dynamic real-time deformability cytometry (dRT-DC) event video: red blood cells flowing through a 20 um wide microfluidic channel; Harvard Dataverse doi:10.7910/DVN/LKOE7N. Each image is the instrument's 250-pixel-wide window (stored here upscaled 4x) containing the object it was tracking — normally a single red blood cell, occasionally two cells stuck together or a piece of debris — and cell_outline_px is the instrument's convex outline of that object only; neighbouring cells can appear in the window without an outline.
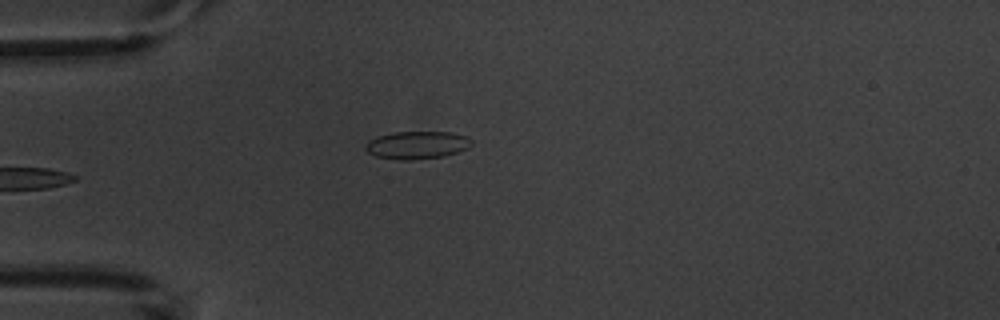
{"species": "common noctule bat (a hibernating species)", "species_latin": "Nyctalus noctula", "temperature_condition": "warm", "stored_images_in_passage": 5, "camera_frame_rate_fps": 3000, "um_per_image_px": 0.085, "animal": {"sex": "male", "body_mass_g": 20.1, "forearm_length_mm": 53.5}, "frame": {"image": 1, "passage_image": 5, "time_ms": 5.333, "image_size_px": [1000, 320], "cell_outline_px": [[472, 144], [468, 148], [444, 156], [412, 160], [400, 160], [376, 156], [368, 152], [364, 148], [364, 144], [368, 140], [376, 136], [392, 132], [452, 132], [468, 136], [472, 140]], "centroid_in_image_um": [35.43, 12.32], "position_along_channel_um": 49.6, "area_um2": 17.34}}